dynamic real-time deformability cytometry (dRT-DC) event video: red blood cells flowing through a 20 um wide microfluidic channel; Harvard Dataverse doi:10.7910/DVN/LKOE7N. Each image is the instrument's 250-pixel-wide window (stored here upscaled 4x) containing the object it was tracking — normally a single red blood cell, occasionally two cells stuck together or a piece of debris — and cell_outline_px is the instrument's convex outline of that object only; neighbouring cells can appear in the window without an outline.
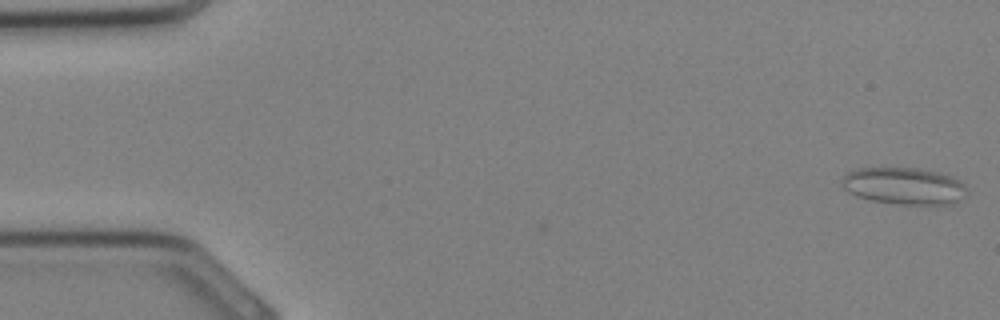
{"species": "Egyptian fruit bat (a non-hibernating species)", "species_latin": "Rousettus aegyptiacus", "temperature_condition": "cold", "stored_images_in_passage": 30, "camera_frame_rate_fps": 3000, "um_per_image_px": 0.085, "animal": {"sex": "female"}, "frame": {"image": 1, "passage_image": 1, "time_ms": 0.0, "image_size_px": [1000, 320], "cell_outline_px": [[968, 192], [956, 204], [900, 204], [872, 200], [856, 196], [848, 192], [844, 188], [840, 180], [848, 172], [860, 168], [920, 168], [940, 172], [952, 176], [960, 180], [968, 188]], "centroid_in_image_um": [76.89, 15.8], "position_along_channel_um": 8.1, "area_um2": 27.17}}
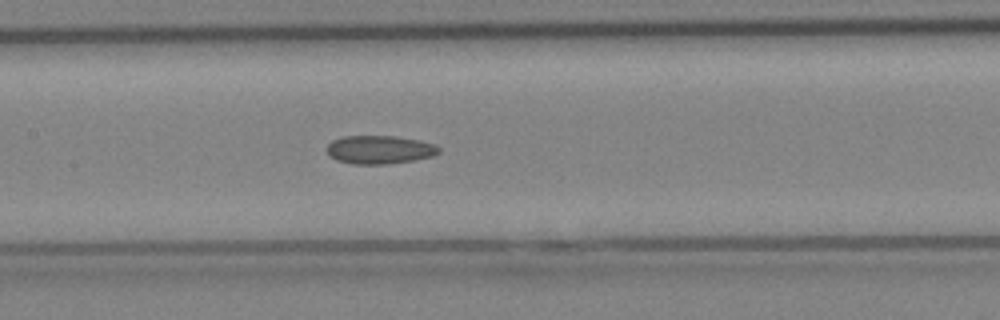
{"frame": {"image": 2, "passage_image": 16, "time_ms": 5.0, "image_size_px": [1000, 320], "cell_outline_px": [[440, 152], [432, 156], [412, 160], [388, 164], [352, 164], [336, 160], [328, 156], [328, 144], [332, 140], [344, 136], [396, 136], [420, 140], [436, 144], [440, 148]], "centroid_in_image_um": [32.27, 12.72], "position_along_channel_um": 175.1, "area_um2": 18.61}}
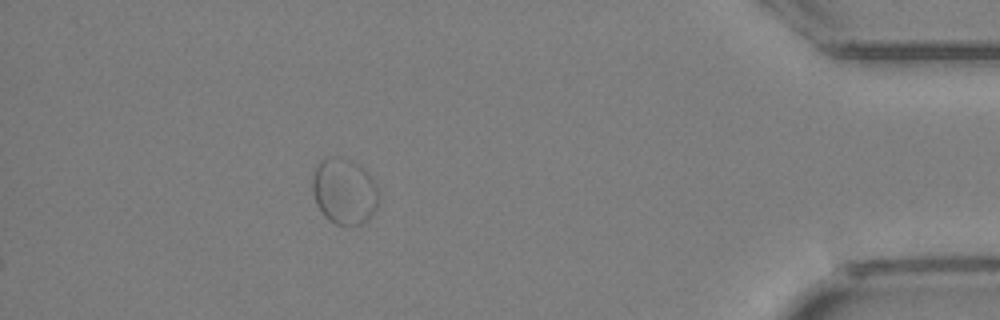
{"frame": {"image": 3, "passage_image": 30, "time_ms": 9.667, "image_size_px": [1000, 320], "cell_outline_px": [[380, 196], [376, 208], [368, 220], [364, 224], [336, 224], [328, 220], [324, 216], [316, 204], [312, 192], [312, 176], [320, 160], [328, 156], [332, 156], [348, 160], [356, 164], [368, 172], [376, 184]], "centroid_in_image_um": [29.26, 16.27], "position_along_channel_um": 405.9, "area_um2": 25.61}}